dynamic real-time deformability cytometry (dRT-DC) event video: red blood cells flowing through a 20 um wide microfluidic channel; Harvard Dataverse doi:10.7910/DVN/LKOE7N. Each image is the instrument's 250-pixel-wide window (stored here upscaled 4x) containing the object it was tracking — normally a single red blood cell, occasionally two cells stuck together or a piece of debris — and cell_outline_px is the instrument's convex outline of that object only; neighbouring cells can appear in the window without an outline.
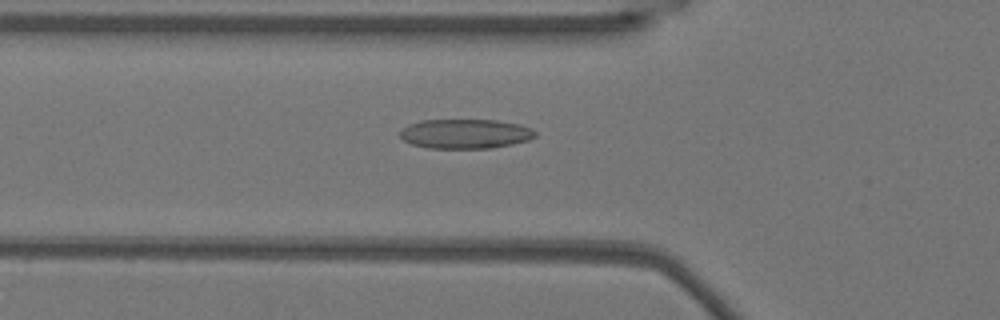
{"species": "Egyptian fruit bat (a non-hibernating species)", "species_latin": "Rousettus aegyptiacus", "temperature_condition": "warm", "stored_images_in_passage": 49, "camera_frame_rate_fps": 3000, "um_per_image_px": 0.085, "animal": {"sex": "female"}, "frame": {"image": 1, "passage_image": 14, "time_ms": 4.333, "image_size_px": [1000, 320], "cell_outline_px": [[536, 136], [528, 140], [512, 144], [492, 148], [428, 148], [412, 144], [404, 140], [400, 136], [400, 132], [408, 124], [420, 120], [496, 120], [520, 124], [532, 128], [536, 132]], "centroid_in_image_um": [39.57, 11.37], "position_along_channel_um": 86.2, "area_um2": 23.29}}
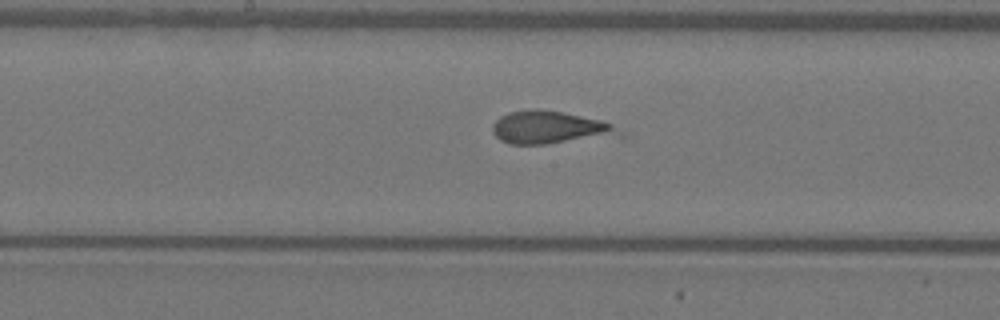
{"frame": {"image": 2, "passage_image": 23, "time_ms": 7.333, "image_size_px": [1000, 320], "cell_outline_px": [[628, 136], [548, 144], [508, 144], [500, 140], [492, 132], [492, 124], [500, 116], [508, 112], [532, 108], [560, 112], [600, 120], [612, 124], [628, 132]], "centroid_in_image_um": [46.83, 10.86], "position_along_channel_um": 201.4, "area_um2": 24.85}}
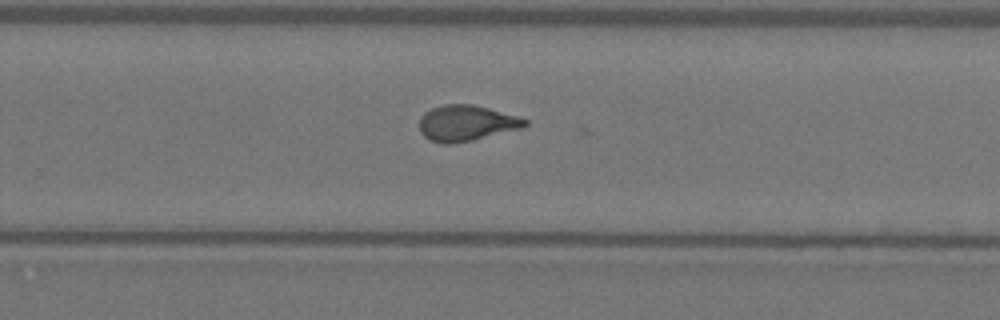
{"frame": {"image": 3, "passage_image": 30, "time_ms": 9.667, "image_size_px": [1000, 320], "cell_outline_px": [[528, 124], [524, 128], [472, 140], [452, 144], [444, 144], [432, 140], [424, 136], [420, 132], [420, 116], [424, 112], [432, 108], [444, 104], [472, 104], [488, 108], [516, 116], [528, 120]], "centroid_in_image_um": [39.64, 10.46], "position_along_channel_um": 290.2, "area_um2": 21.96}}